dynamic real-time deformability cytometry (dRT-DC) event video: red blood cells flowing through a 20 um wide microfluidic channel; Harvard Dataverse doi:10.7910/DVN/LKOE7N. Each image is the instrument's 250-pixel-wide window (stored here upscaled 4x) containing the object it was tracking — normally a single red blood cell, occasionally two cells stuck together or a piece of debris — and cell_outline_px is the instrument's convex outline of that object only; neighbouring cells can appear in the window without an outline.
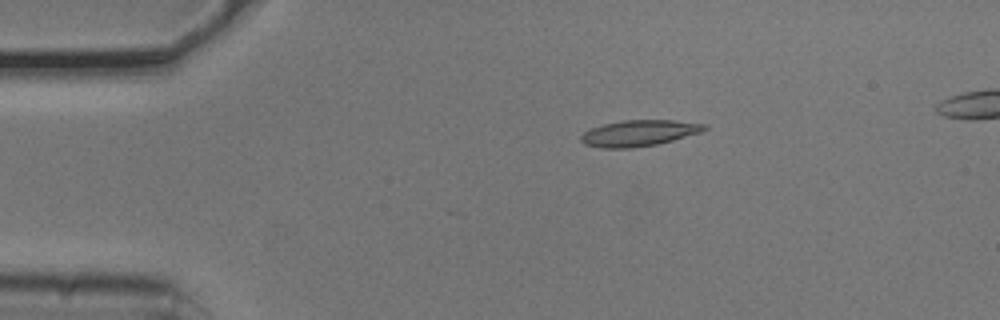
{"species": "common noctule bat (a hibernating species)", "species_latin": "Nyctalus noctula", "temperature_condition": "cold", "stored_images_in_passage": 8, "camera_frame_rate_fps": 3000, "um_per_image_px": 0.085, "animal": {"sex": "male", "body_mass_g": 20.5, "forearm_length_mm": 52.5}, "frame": {"image": 1, "passage_image": 1, "time_ms": 0.0, "image_size_px": [1000, 320], "cell_outline_px": [[708, 128], [700, 132], [672, 140], [656, 144], [628, 148], [600, 148], [584, 144], [580, 140], [580, 136], [584, 132], [592, 128], [604, 124], [620, 120], [672, 120], [704, 124]], "centroid_in_image_um": [54.26, 11.31], "position_along_channel_um": 30.7, "area_um2": 18.55}}
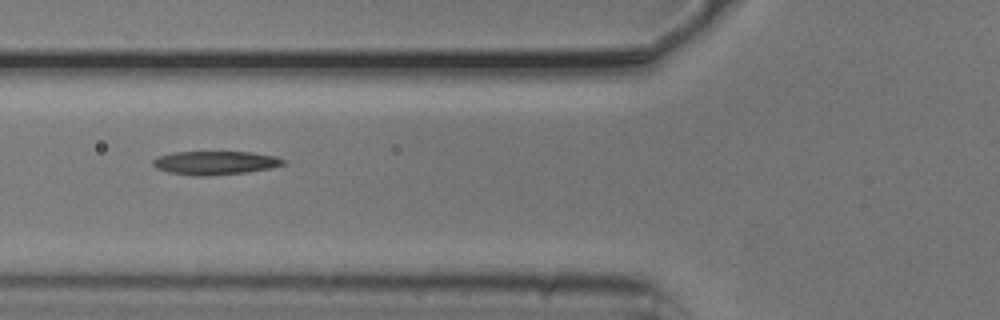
{"frame": {"image": 2, "passage_image": 4, "time_ms": 1.0, "image_size_px": [1000, 320], "cell_outline_px": [[288, 164], [272, 168], [248, 172], [208, 176], [192, 176], [168, 172], [156, 168], [152, 164], [152, 160], [156, 156], [172, 152], [252, 152], [276, 156], [288, 160]], "centroid_in_image_um": [18.33, 13.84], "position_along_channel_um": 107.5, "area_um2": 18.38}}
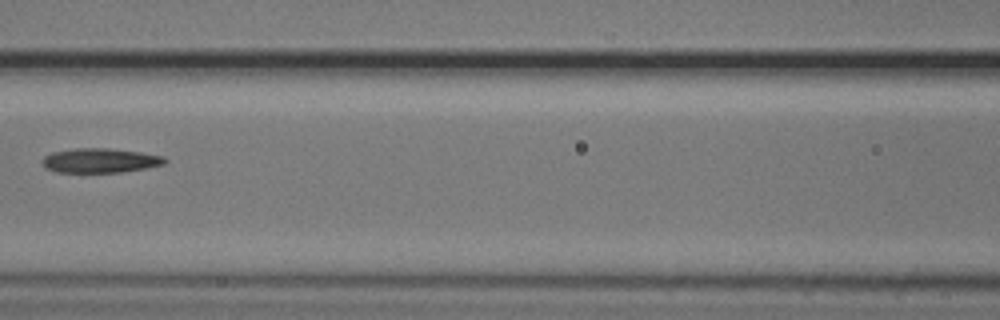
{"frame": {"image": 3, "passage_image": 5, "time_ms": 1.333, "image_size_px": [1000, 320], "cell_outline_px": [[168, 160], [164, 164], [144, 168], [120, 172], [56, 172], [44, 168], [40, 160], [44, 156], [52, 152], [76, 148], [108, 148], [140, 152], [164, 156]], "centroid_in_image_um": [8.46, 13.64], "position_along_channel_um": 158.1, "area_um2": 17.51}}